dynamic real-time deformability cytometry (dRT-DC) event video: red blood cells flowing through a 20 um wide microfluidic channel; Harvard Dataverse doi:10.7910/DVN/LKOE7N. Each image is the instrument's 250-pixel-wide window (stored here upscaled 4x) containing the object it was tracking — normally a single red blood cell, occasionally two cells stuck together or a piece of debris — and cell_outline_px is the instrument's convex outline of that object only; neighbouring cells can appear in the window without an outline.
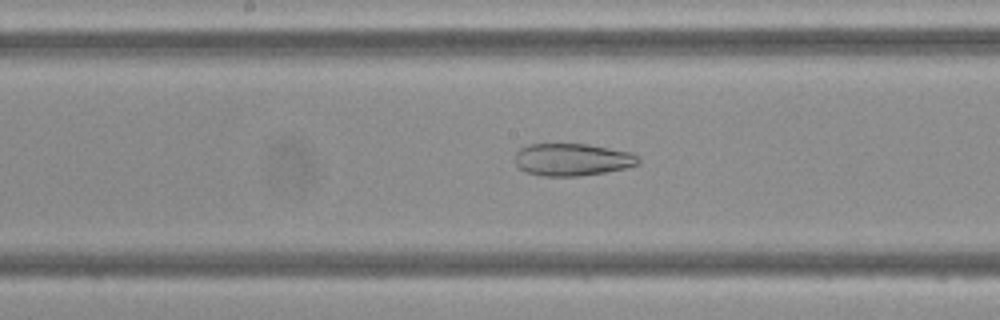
{"species": "Egyptian fruit bat (a non-hibernating species)", "species_latin": "Rousettus aegyptiacus", "temperature_condition": "cold", "stored_images_in_passage": 48, "camera_frame_rate_fps": 3000, "um_per_image_px": 0.085, "frame": {"image": 1, "passage_image": 24, "time_ms": 7.667, "image_size_px": [1000, 320], "cell_outline_px": [[640, 164], [624, 168], [604, 172], [580, 176], [540, 176], [528, 172], [520, 168], [516, 164], [516, 152], [520, 148], [528, 144], [588, 144], [628, 152], [636, 156], [640, 160]], "centroid_in_image_um": [48.62, 13.56], "position_along_channel_um": 199.6, "area_um2": 23.06}}
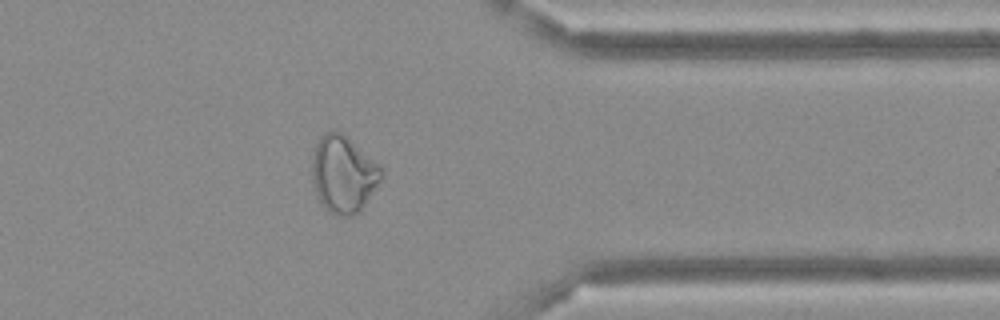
{"frame": {"image": 2, "passage_image": 38, "time_ms": 12.333, "image_size_px": [1000, 320], "cell_outline_px": [[384, 172], [380, 180], [360, 212], [348, 216], [336, 216], [328, 212], [320, 204], [312, 180], [312, 152], [320, 136], [324, 132], [340, 132], [380, 164]], "centroid_in_image_um": [29.17, 14.83], "position_along_channel_um": 382.2, "area_um2": 31.1}}
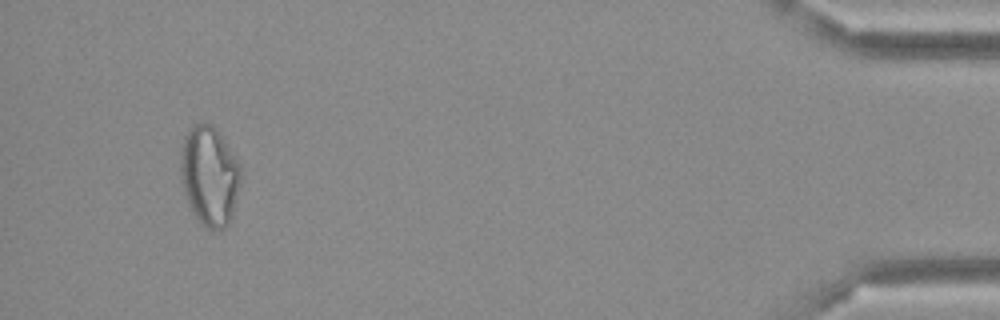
{"frame": {"image": 3, "passage_image": 45, "time_ms": 14.667, "image_size_px": [1000, 320], "cell_outline_px": [[240, 184], [232, 216], [228, 224], [224, 228], [212, 232], [200, 224], [188, 204], [180, 172], [180, 152], [184, 136], [188, 128], [200, 120], [212, 124], [220, 132], [240, 164]], "centroid_in_image_um": [17.8, 14.92], "position_along_channel_um": 417.4, "area_um2": 35.49}}